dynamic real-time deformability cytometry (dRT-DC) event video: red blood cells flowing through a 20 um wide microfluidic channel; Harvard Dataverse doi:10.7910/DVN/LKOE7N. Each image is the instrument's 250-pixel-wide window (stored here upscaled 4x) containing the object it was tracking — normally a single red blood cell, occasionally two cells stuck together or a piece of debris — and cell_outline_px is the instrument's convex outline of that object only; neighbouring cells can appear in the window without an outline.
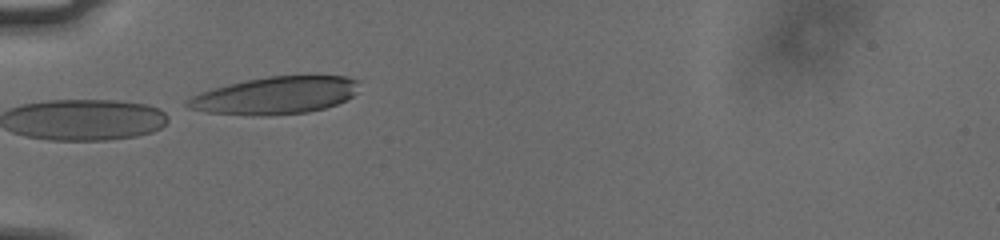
{"species": "human", "species_latin": "Homo sapiens", "temperature_condition": "cold", "stored_images_in_passage": 25, "camera_frame_rate_fps": 3000, "um_per_image_px": 0.085, "donor": {"sex": "male"}, "frame": {"image": 1, "passage_image": 1, "time_ms": 0.0, "image_size_px": [1000, 240], "cell_outline_px": [[356, 92], [352, 96], [336, 104], [324, 108], [308, 112], [268, 116], [252, 116], [208, 112], [188, 108], [184, 104], [184, 100], [200, 92], [228, 84], [268, 76], [344, 76], [356, 80]], "centroid_in_image_um": [23.33, 8.13], "position_along_channel_um": 61.7, "area_um2": 37.22}}